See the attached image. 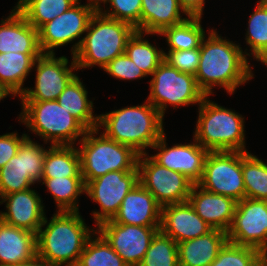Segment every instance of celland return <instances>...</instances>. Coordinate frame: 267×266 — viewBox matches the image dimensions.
I'll return each instance as SVG.
<instances>
[{
    "label": "cell",
    "mask_w": 267,
    "mask_h": 266,
    "mask_svg": "<svg viewBox=\"0 0 267 266\" xmlns=\"http://www.w3.org/2000/svg\"><path fill=\"white\" fill-rule=\"evenodd\" d=\"M2 203H6V211L0 212L2 222L37 234L46 216L38 192L32 188L14 192L1 196Z\"/></svg>",
    "instance_id": "18"
},
{
    "label": "cell",
    "mask_w": 267,
    "mask_h": 266,
    "mask_svg": "<svg viewBox=\"0 0 267 266\" xmlns=\"http://www.w3.org/2000/svg\"><path fill=\"white\" fill-rule=\"evenodd\" d=\"M109 8L101 10V14L131 24L141 32L142 0H109ZM109 9V10H108ZM111 9V10H110Z\"/></svg>",
    "instance_id": "38"
},
{
    "label": "cell",
    "mask_w": 267,
    "mask_h": 266,
    "mask_svg": "<svg viewBox=\"0 0 267 266\" xmlns=\"http://www.w3.org/2000/svg\"><path fill=\"white\" fill-rule=\"evenodd\" d=\"M178 2L189 17H202L205 0H178Z\"/></svg>",
    "instance_id": "42"
},
{
    "label": "cell",
    "mask_w": 267,
    "mask_h": 266,
    "mask_svg": "<svg viewBox=\"0 0 267 266\" xmlns=\"http://www.w3.org/2000/svg\"><path fill=\"white\" fill-rule=\"evenodd\" d=\"M37 254L36 233L0 220V266L25 262Z\"/></svg>",
    "instance_id": "23"
},
{
    "label": "cell",
    "mask_w": 267,
    "mask_h": 266,
    "mask_svg": "<svg viewBox=\"0 0 267 266\" xmlns=\"http://www.w3.org/2000/svg\"><path fill=\"white\" fill-rule=\"evenodd\" d=\"M196 213L212 228L227 232L232 224L237 201L209 192L193 184L189 199Z\"/></svg>",
    "instance_id": "20"
},
{
    "label": "cell",
    "mask_w": 267,
    "mask_h": 266,
    "mask_svg": "<svg viewBox=\"0 0 267 266\" xmlns=\"http://www.w3.org/2000/svg\"><path fill=\"white\" fill-rule=\"evenodd\" d=\"M82 177L75 145H51L45 154L42 178Z\"/></svg>",
    "instance_id": "28"
},
{
    "label": "cell",
    "mask_w": 267,
    "mask_h": 266,
    "mask_svg": "<svg viewBox=\"0 0 267 266\" xmlns=\"http://www.w3.org/2000/svg\"><path fill=\"white\" fill-rule=\"evenodd\" d=\"M160 227L118 224L107 220L96 230L128 266H138Z\"/></svg>",
    "instance_id": "15"
},
{
    "label": "cell",
    "mask_w": 267,
    "mask_h": 266,
    "mask_svg": "<svg viewBox=\"0 0 267 266\" xmlns=\"http://www.w3.org/2000/svg\"><path fill=\"white\" fill-rule=\"evenodd\" d=\"M46 151V148L27 136L17 154L0 169V197L41 183Z\"/></svg>",
    "instance_id": "11"
},
{
    "label": "cell",
    "mask_w": 267,
    "mask_h": 266,
    "mask_svg": "<svg viewBox=\"0 0 267 266\" xmlns=\"http://www.w3.org/2000/svg\"><path fill=\"white\" fill-rule=\"evenodd\" d=\"M137 168L139 183L161 207L188 201L193 183L182 173L161 166L148 152L139 155Z\"/></svg>",
    "instance_id": "10"
},
{
    "label": "cell",
    "mask_w": 267,
    "mask_h": 266,
    "mask_svg": "<svg viewBox=\"0 0 267 266\" xmlns=\"http://www.w3.org/2000/svg\"><path fill=\"white\" fill-rule=\"evenodd\" d=\"M147 101L164 117L166 108L190 104L200 105L206 97L192 74L180 72L165 60L154 70ZM169 104V105H167Z\"/></svg>",
    "instance_id": "8"
},
{
    "label": "cell",
    "mask_w": 267,
    "mask_h": 266,
    "mask_svg": "<svg viewBox=\"0 0 267 266\" xmlns=\"http://www.w3.org/2000/svg\"><path fill=\"white\" fill-rule=\"evenodd\" d=\"M166 134L151 147L158 150L151 157L161 166L182 173L193 184H198L203 177L204 163L209 151L195 139L186 144H174L167 147Z\"/></svg>",
    "instance_id": "17"
},
{
    "label": "cell",
    "mask_w": 267,
    "mask_h": 266,
    "mask_svg": "<svg viewBox=\"0 0 267 266\" xmlns=\"http://www.w3.org/2000/svg\"><path fill=\"white\" fill-rule=\"evenodd\" d=\"M227 241V232L212 229L205 235L178 243L179 266H209Z\"/></svg>",
    "instance_id": "24"
},
{
    "label": "cell",
    "mask_w": 267,
    "mask_h": 266,
    "mask_svg": "<svg viewBox=\"0 0 267 266\" xmlns=\"http://www.w3.org/2000/svg\"><path fill=\"white\" fill-rule=\"evenodd\" d=\"M11 266H57V265L50 263L49 261L43 259L42 257L36 254L33 258H31L28 261L20 262L18 264Z\"/></svg>",
    "instance_id": "43"
},
{
    "label": "cell",
    "mask_w": 267,
    "mask_h": 266,
    "mask_svg": "<svg viewBox=\"0 0 267 266\" xmlns=\"http://www.w3.org/2000/svg\"><path fill=\"white\" fill-rule=\"evenodd\" d=\"M136 29L129 23L95 13L86 35L72 45L71 54L79 69H104L115 57L125 53L126 43Z\"/></svg>",
    "instance_id": "4"
},
{
    "label": "cell",
    "mask_w": 267,
    "mask_h": 266,
    "mask_svg": "<svg viewBox=\"0 0 267 266\" xmlns=\"http://www.w3.org/2000/svg\"><path fill=\"white\" fill-rule=\"evenodd\" d=\"M87 95V89L76 75L57 98V102L87 130H92L98 127V116L93 114V101L88 100Z\"/></svg>",
    "instance_id": "27"
},
{
    "label": "cell",
    "mask_w": 267,
    "mask_h": 266,
    "mask_svg": "<svg viewBox=\"0 0 267 266\" xmlns=\"http://www.w3.org/2000/svg\"><path fill=\"white\" fill-rule=\"evenodd\" d=\"M95 231L79 212L56 211L50 220L45 216L36 234L37 255L57 266H76Z\"/></svg>",
    "instance_id": "2"
},
{
    "label": "cell",
    "mask_w": 267,
    "mask_h": 266,
    "mask_svg": "<svg viewBox=\"0 0 267 266\" xmlns=\"http://www.w3.org/2000/svg\"><path fill=\"white\" fill-rule=\"evenodd\" d=\"M162 207L154 196L138 183L123 199L112 219L118 224L161 226Z\"/></svg>",
    "instance_id": "21"
},
{
    "label": "cell",
    "mask_w": 267,
    "mask_h": 266,
    "mask_svg": "<svg viewBox=\"0 0 267 266\" xmlns=\"http://www.w3.org/2000/svg\"><path fill=\"white\" fill-rule=\"evenodd\" d=\"M246 44L250 46L249 56L261 61L267 54V3L257 2L248 20Z\"/></svg>",
    "instance_id": "35"
},
{
    "label": "cell",
    "mask_w": 267,
    "mask_h": 266,
    "mask_svg": "<svg viewBox=\"0 0 267 266\" xmlns=\"http://www.w3.org/2000/svg\"><path fill=\"white\" fill-rule=\"evenodd\" d=\"M8 95L0 88V101L6 98Z\"/></svg>",
    "instance_id": "46"
},
{
    "label": "cell",
    "mask_w": 267,
    "mask_h": 266,
    "mask_svg": "<svg viewBox=\"0 0 267 266\" xmlns=\"http://www.w3.org/2000/svg\"><path fill=\"white\" fill-rule=\"evenodd\" d=\"M78 0H19L14 6L37 30L63 14Z\"/></svg>",
    "instance_id": "31"
},
{
    "label": "cell",
    "mask_w": 267,
    "mask_h": 266,
    "mask_svg": "<svg viewBox=\"0 0 267 266\" xmlns=\"http://www.w3.org/2000/svg\"><path fill=\"white\" fill-rule=\"evenodd\" d=\"M208 33L200 45V62L195 74L198 87L206 96L214 94L215 86L232 95L237 87L253 78L248 49L243 52L241 45L218 35L216 29Z\"/></svg>",
    "instance_id": "1"
},
{
    "label": "cell",
    "mask_w": 267,
    "mask_h": 266,
    "mask_svg": "<svg viewBox=\"0 0 267 266\" xmlns=\"http://www.w3.org/2000/svg\"><path fill=\"white\" fill-rule=\"evenodd\" d=\"M138 266H179L177 243L159 230Z\"/></svg>",
    "instance_id": "36"
},
{
    "label": "cell",
    "mask_w": 267,
    "mask_h": 266,
    "mask_svg": "<svg viewBox=\"0 0 267 266\" xmlns=\"http://www.w3.org/2000/svg\"><path fill=\"white\" fill-rule=\"evenodd\" d=\"M76 266L128 265L115 252L106 239L96 230L86 242Z\"/></svg>",
    "instance_id": "34"
},
{
    "label": "cell",
    "mask_w": 267,
    "mask_h": 266,
    "mask_svg": "<svg viewBox=\"0 0 267 266\" xmlns=\"http://www.w3.org/2000/svg\"><path fill=\"white\" fill-rule=\"evenodd\" d=\"M100 129L87 130L79 140L81 175L84 184L111 171H133L139 154L131 147L106 137ZM95 134V135H94Z\"/></svg>",
    "instance_id": "7"
},
{
    "label": "cell",
    "mask_w": 267,
    "mask_h": 266,
    "mask_svg": "<svg viewBox=\"0 0 267 266\" xmlns=\"http://www.w3.org/2000/svg\"><path fill=\"white\" fill-rule=\"evenodd\" d=\"M261 255L258 249L227 241L209 266H252Z\"/></svg>",
    "instance_id": "37"
},
{
    "label": "cell",
    "mask_w": 267,
    "mask_h": 266,
    "mask_svg": "<svg viewBox=\"0 0 267 266\" xmlns=\"http://www.w3.org/2000/svg\"><path fill=\"white\" fill-rule=\"evenodd\" d=\"M245 198L267 201V163L249 152H242Z\"/></svg>",
    "instance_id": "33"
},
{
    "label": "cell",
    "mask_w": 267,
    "mask_h": 266,
    "mask_svg": "<svg viewBox=\"0 0 267 266\" xmlns=\"http://www.w3.org/2000/svg\"><path fill=\"white\" fill-rule=\"evenodd\" d=\"M228 241L267 254V201L244 198L237 202Z\"/></svg>",
    "instance_id": "14"
},
{
    "label": "cell",
    "mask_w": 267,
    "mask_h": 266,
    "mask_svg": "<svg viewBox=\"0 0 267 266\" xmlns=\"http://www.w3.org/2000/svg\"><path fill=\"white\" fill-rule=\"evenodd\" d=\"M193 138L209 152H248L245 143L244 118L241 114L210 101L206 96L198 108Z\"/></svg>",
    "instance_id": "5"
},
{
    "label": "cell",
    "mask_w": 267,
    "mask_h": 266,
    "mask_svg": "<svg viewBox=\"0 0 267 266\" xmlns=\"http://www.w3.org/2000/svg\"><path fill=\"white\" fill-rule=\"evenodd\" d=\"M71 65L65 56L56 57L55 53H42L35 61L36 71L34 88H25L20 95L21 101L57 100L68 83L77 75L78 67L72 55Z\"/></svg>",
    "instance_id": "13"
},
{
    "label": "cell",
    "mask_w": 267,
    "mask_h": 266,
    "mask_svg": "<svg viewBox=\"0 0 267 266\" xmlns=\"http://www.w3.org/2000/svg\"><path fill=\"white\" fill-rule=\"evenodd\" d=\"M260 2H264V3H267V0H259Z\"/></svg>",
    "instance_id": "48"
},
{
    "label": "cell",
    "mask_w": 267,
    "mask_h": 266,
    "mask_svg": "<svg viewBox=\"0 0 267 266\" xmlns=\"http://www.w3.org/2000/svg\"><path fill=\"white\" fill-rule=\"evenodd\" d=\"M144 104L122 107L98 115V129L122 145L135 150L139 155L146 153L165 133L164 117L147 100Z\"/></svg>",
    "instance_id": "3"
},
{
    "label": "cell",
    "mask_w": 267,
    "mask_h": 266,
    "mask_svg": "<svg viewBox=\"0 0 267 266\" xmlns=\"http://www.w3.org/2000/svg\"><path fill=\"white\" fill-rule=\"evenodd\" d=\"M139 183V171H111L85 184V194L100 206L92 211L95 225L112 220L126 195Z\"/></svg>",
    "instance_id": "12"
},
{
    "label": "cell",
    "mask_w": 267,
    "mask_h": 266,
    "mask_svg": "<svg viewBox=\"0 0 267 266\" xmlns=\"http://www.w3.org/2000/svg\"><path fill=\"white\" fill-rule=\"evenodd\" d=\"M260 62L263 63L264 66L267 67V54L263 57V59Z\"/></svg>",
    "instance_id": "47"
},
{
    "label": "cell",
    "mask_w": 267,
    "mask_h": 266,
    "mask_svg": "<svg viewBox=\"0 0 267 266\" xmlns=\"http://www.w3.org/2000/svg\"><path fill=\"white\" fill-rule=\"evenodd\" d=\"M21 104L19 122L40 136L45 144L50 142L51 145H74L87 132L57 100L21 101Z\"/></svg>",
    "instance_id": "6"
},
{
    "label": "cell",
    "mask_w": 267,
    "mask_h": 266,
    "mask_svg": "<svg viewBox=\"0 0 267 266\" xmlns=\"http://www.w3.org/2000/svg\"><path fill=\"white\" fill-rule=\"evenodd\" d=\"M252 266H267V254H262Z\"/></svg>",
    "instance_id": "45"
},
{
    "label": "cell",
    "mask_w": 267,
    "mask_h": 266,
    "mask_svg": "<svg viewBox=\"0 0 267 266\" xmlns=\"http://www.w3.org/2000/svg\"><path fill=\"white\" fill-rule=\"evenodd\" d=\"M146 35L147 33L135 31L126 43L125 53L146 76H152L154 70L164 61V53L162 48L160 50L144 39Z\"/></svg>",
    "instance_id": "32"
},
{
    "label": "cell",
    "mask_w": 267,
    "mask_h": 266,
    "mask_svg": "<svg viewBox=\"0 0 267 266\" xmlns=\"http://www.w3.org/2000/svg\"><path fill=\"white\" fill-rule=\"evenodd\" d=\"M0 23V53H42L38 30L15 7Z\"/></svg>",
    "instance_id": "22"
},
{
    "label": "cell",
    "mask_w": 267,
    "mask_h": 266,
    "mask_svg": "<svg viewBox=\"0 0 267 266\" xmlns=\"http://www.w3.org/2000/svg\"><path fill=\"white\" fill-rule=\"evenodd\" d=\"M41 182L53 196L57 211L79 212L78 198L85 193L82 177L42 178Z\"/></svg>",
    "instance_id": "29"
},
{
    "label": "cell",
    "mask_w": 267,
    "mask_h": 266,
    "mask_svg": "<svg viewBox=\"0 0 267 266\" xmlns=\"http://www.w3.org/2000/svg\"><path fill=\"white\" fill-rule=\"evenodd\" d=\"M108 75L120 80H135L147 77L126 53L115 57L104 69Z\"/></svg>",
    "instance_id": "40"
},
{
    "label": "cell",
    "mask_w": 267,
    "mask_h": 266,
    "mask_svg": "<svg viewBox=\"0 0 267 266\" xmlns=\"http://www.w3.org/2000/svg\"><path fill=\"white\" fill-rule=\"evenodd\" d=\"M203 189L239 202L245 198L242 172V152H209L204 163L203 177L198 183Z\"/></svg>",
    "instance_id": "9"
},
{
    "label": "cell",
    "mask_w": 267,
    "mask_h": 266,
    "mask_svg": "<svg viewBox=\"0 0 267 266\" xmlns=\"http://www.w3.org/2000/svg\"><path fill=\"white\" fill-rule=\"evenodd\" d=\"M94 14L92 9L81 4L78 0L63 14L44 24L38 30L41 52L54 54V49L73 43L82 37L86 33Z\"/></svg>",
    "instance_id": "16"
},
{
    "label": "cell",
    "mask_w": 267,
    "mask_h": 266,
    "mask_svg": "<svg viewBox=\"0 0 267 266\" xmlns=\"http://www.w3.org/2000/svg\"><path fill=\"white\" fill-rule=\"evenodd\" d=\"M160 230L178 244L205 235L212 228L186 201L162 207Z\"/></svg>",
    "instance_id": "19"
},
{
    "label": "cell",
    "mask_w": 267,
    "mask_h": 266,
    "mask_svg": "<svg viewBox=\"0 0 267 266\" xmlns=\"http://www.w3.org/2000/svg\"><path fill=\"white\" fill-rule=\"evenodd\" d=\"M87 1L89 3L84 4L86 7L92 9L95 13H100L101 10H103L101 3H104L103 5H105V4L108 5L109 0H87Z\"/></svg>",
    "instance_id": "44"
},
{
    "label": "cell",
    "mask_w": 267,
    "mask_h": 266,
    "mask_svg": "<svg viewBox=\"0 0 267 266\" xmlns=\"http://www.w3.org/2000/svg\"><path fill=\"white\" fill-rule=\"evenodd\" d=\"M202 17H187L183 22L165 28L160 36L165 37L168 50L179 51L200 48L206 36L201 25Z\"/></svg>",
    "instance_id": "30"
},
{
    "label": "cell",
    "mask_w": 267,
    "mask_h": 266,
    "mask_svg": "<svg viewBox=\"0 0 267 266\" xmlns=\"http://www.w3.org/2000/svg\"><path fill=\"white\" fill-rule=\"evenodd\" d=\"M27 136L28 134L24 133L20 137L16 132L0 135V169L17 154L19 147Z\"/></svg>",
    "instance_id": "41"
},
{
    "label": "cell",
    "mask_w": 267,
    "mask_h": 266,
    "mask_svg": "<svg viewBox=\"0 0 267 266\" xmlns=\"http://www.w3.org/2000/svg\"><path fill=\"white\" fill-rule=\"evenodd\" d=\"M42 53H0V88L12 97L25 91L23 83Z\"/></svg>",
    "instance_id": "25"
},
{
    "label": "cell",
    "mask_w": 267,
    "mask_h": 266,
    "mask_svg": "<svg viewBox=\"0 0 267 266\" xmlns=\"http://www.w3.org/2000/svg\"><path fill=\"white\" fill-rule=\"evenodd\" d=\"M164 53V60L180 72L192 74L195 76L200 62V48L173 51Z\"/></svg>",
    "instance_id": "39"
},
{
    "label": "cell",
    "mask_w": 267,
    "mask_h": 266,
    "mask_svg": "<svg viewBox=\"0 0 267 266\" xmlns=\"http://www.w3.org/2000/svg\"><path fill=\"white\" fill-rule=\"evenodd\" d=\"M181 13L189 17L178 0H142L141 32L148 35L160 34L165 28L186 20Z\"/></svg>",
    "instance_id": "26"
}]
</instances>
